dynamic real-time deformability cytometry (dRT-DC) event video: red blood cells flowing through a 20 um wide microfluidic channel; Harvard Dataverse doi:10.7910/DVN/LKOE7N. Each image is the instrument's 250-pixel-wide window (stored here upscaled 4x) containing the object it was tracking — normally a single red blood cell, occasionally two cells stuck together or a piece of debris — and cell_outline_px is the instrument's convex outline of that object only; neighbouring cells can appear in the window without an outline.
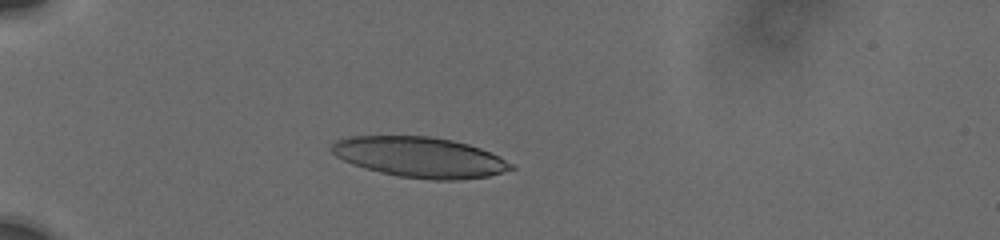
{"species": "human", "species_latin": "Homo sapiens", "temperature_condition": "cold", "stored_images_in_passage": 4, "camera_frame_rate_fps": 3000, "um_per_image_px": 0.085, "donor": {"sex": "male"}, "frame": {"image": 1, "passage_image": 3, "time_ms": 2.0, "image_size_px": [1000, 240], "cell_outline_px": [[516, 168], [488, 176], [460, 180], [432, 180], [400, 176], [380, 172], [364, 168], [352, 164], [336, 156], [328, 148], [336, 140], [348, 136], [428, 136], [452, 140], [468, 144], [480, 148], [512, 164]], "centroid_in_image_um": [35.64, 13.36], "position_along_channel_um": 49.4, "area_um2": 42.08}}